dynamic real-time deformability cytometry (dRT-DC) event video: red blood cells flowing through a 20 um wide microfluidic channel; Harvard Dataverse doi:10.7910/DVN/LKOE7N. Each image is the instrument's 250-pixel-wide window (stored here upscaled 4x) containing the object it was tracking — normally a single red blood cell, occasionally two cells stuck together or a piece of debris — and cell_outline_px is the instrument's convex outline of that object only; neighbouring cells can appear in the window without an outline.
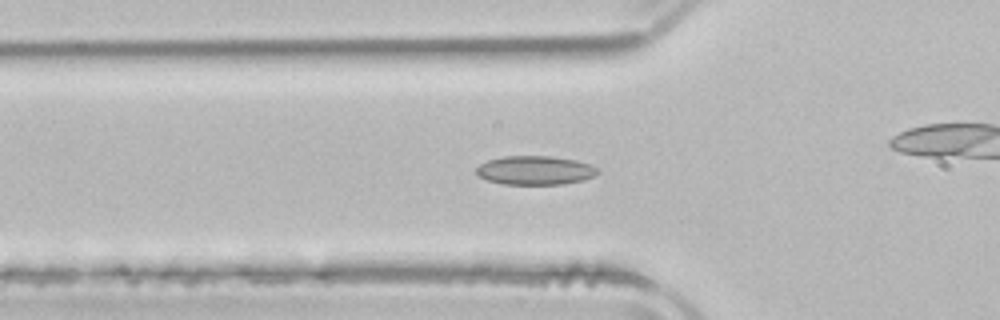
{"species": "common noctule bat (a hibernating species)", "species_latin": "Nyctalus noctula", "temperature_condition": "room temperature", "stored_images_in_passage": 32, "camera_frame_rate_fps": 3000, "um_per_image_px": 0.085, "animal": {"sex": "male", "body_mass_g": 21.5, "forearm_length_mm": 52.0}, "frame": {"image": 1, "passage_image": 5, "time_ms": 1.333, "image_size_px": [1000, 320], "cell_outline_px": [[600, 172], [596, 176], [584, 180], [564, 184], [504, 184], [488, 180], [480, 176], [476, 172], [476, 168], [480, 164], [488, 160], [504, 156], [552, 156], [576, 160], [588, 164], [596, 168]], "centroid_in_image_um": [45.51, 14.48], "position_along_channel_um": 80.3, "area_um2": 20.4}}
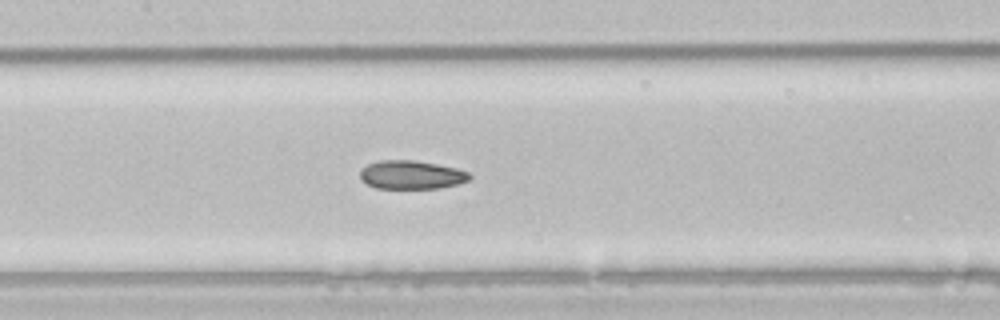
{"frame": {"image": 2, "passage_image": 12, "time_ms": 3.667, "image_size_px": [1000, 320], "cell_outline_px": [[472, 176], [468, 180], [456, 184], [440, 188], [376, 188], [360, 180], [360, 168], [368, 164], [380, 160], [412, 160], [436, 164], [456, 168], [468, 172]], "centroid_in_image_um": [34.93, 14.86], "position_along_channel_um": 172.5, "area_um2": 18.15}}
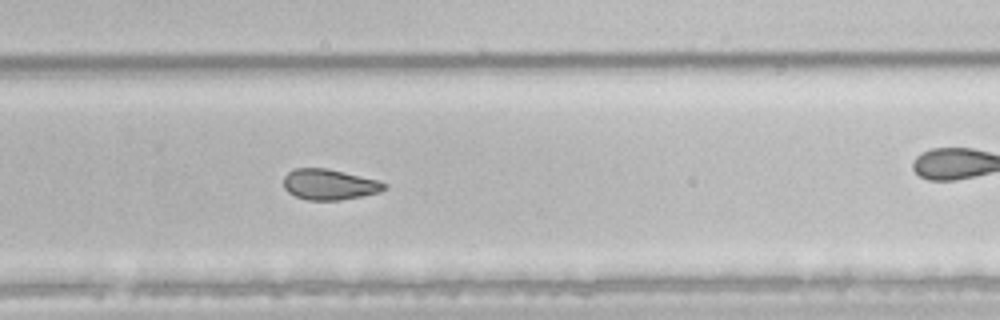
{"frame": {"image": 3, "passage_image": 22, "time_ms": 7.0, "image_size_px": [1000, 320], "cell_outline_px": [[388, 188], [380, 192], [340, 200], [308, 200], [296, 196], [288, 192], [284, 188], [284, 176], [288, 172], [296, 168], [328, 168], [380, 180]], "centroid_in_image_um": [28.0, 15.67], "position_along_channel_um": 301.8, "area_um2": 18.03}, "authors_computed_cell_mechanics": {"area_um2": 18.785, "velocity_mm_per_s": 3.9064, "shape_relaxation_time_tau1_ms": 10.6302, "shape_relaxation_time_tau2_ms": 4.4092, "deformation_change_tau1": 0.1891, "deformation_change_tau2": 0.103}}